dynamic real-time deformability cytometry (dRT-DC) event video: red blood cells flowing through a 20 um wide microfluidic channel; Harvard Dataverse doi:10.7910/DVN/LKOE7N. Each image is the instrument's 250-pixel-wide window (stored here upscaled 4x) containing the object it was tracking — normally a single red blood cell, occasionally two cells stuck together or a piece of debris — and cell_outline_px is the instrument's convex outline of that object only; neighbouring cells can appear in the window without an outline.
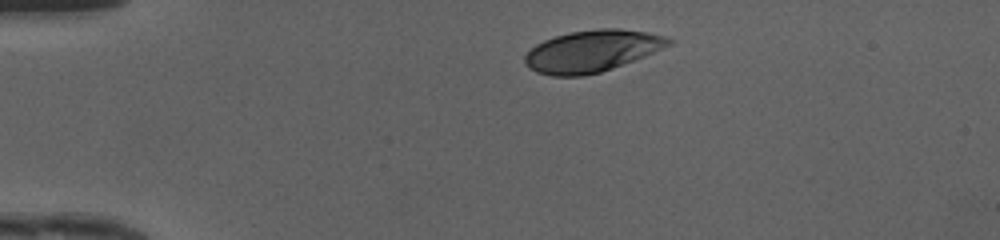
{"species": "human", "species_latin": "Homo sapiens", "temperature_condition": "cold", "stored_images_in_passage": 32, "camera_frame_rate_fps": 3000, "um_per_image_px": 0.085, "donor": {"sex": "female"}, "frame": {"image": 1, "passage_image": 1, "time_ms": 0.0, "image_size_px": [1000, 240], "cell_outline_px": [[676, 40], [672, 44], [644, 56], [612, 68], [600, 72], [580, 76], [552, 76], [536, 72], [528, 68], [524, 64], [524, 56], [536, 44], [544, 40], [556, 36], [572, 32], [596, 28], [620, 28], [648, 32], [664, 36]], "centroid_in_image_um": [50.32, 4.33], "position_along_channel_um": 34.7, "area_um2": 34.97}}
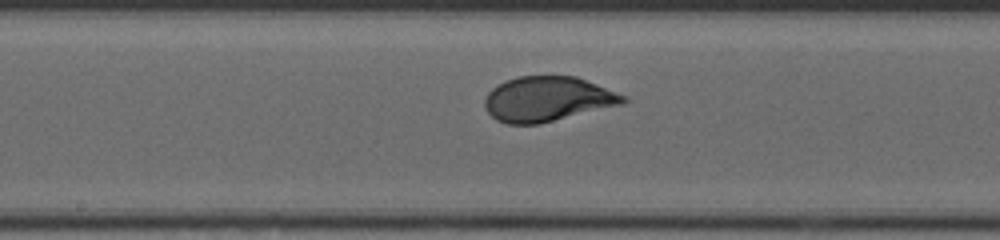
{"frame": {"image": 2, "passage_image": 17, "time_ms": 5.333, "image_size_px": [1000, 240], "cell_outline_px": [[628, 100], [620, 104], [540, 124], [508, 124], [496, 120], [488, 112], [484, 104], [484, 100], [488, 92], [492, 88], [508, 80], [520, 76], [576, 76], [628, 96]], "centroid_in_image_um": [46.53, 8.42], "position_along_channel_um": 201.7, "area_um2": 35.95}}
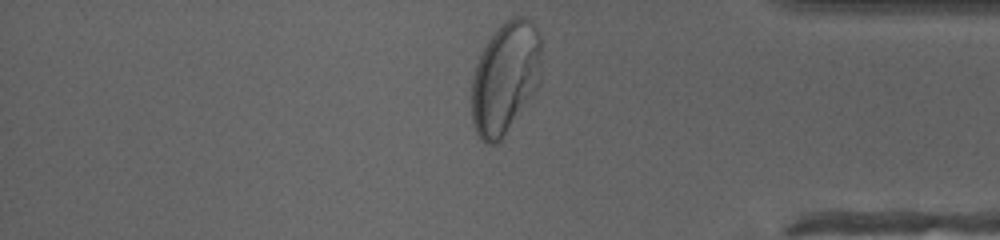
{"frame": {"image": 3, "passage_image": 32, "time_ms": 10.333, "image_size_px": [1000, 240], "cell_outline_px": [[540, 84], [500, 140], [496, 144], [484, 144], [480, 140], [476, 132], [472, 120], [472, 76], [476, 64], [488, 40], [496, 28], [512, 16], [524, 16], [532, 20], [540, 36]], "centroid_in_image_um": [42.94, 6.59], "position_along_channel_um": 392.3, "area_um2": 45.55}, "authors_computed_cell_mechanics": {"area_um2": 36.0672, "velocity_mm_per_s": 4.164, "shape_relaxation_time_tau1_ms": 3.4658, "shape_relaxation_time_tau2_ms": null, "deformation_change_tau1": 0.1815, "deformation_change_tau2": null}}